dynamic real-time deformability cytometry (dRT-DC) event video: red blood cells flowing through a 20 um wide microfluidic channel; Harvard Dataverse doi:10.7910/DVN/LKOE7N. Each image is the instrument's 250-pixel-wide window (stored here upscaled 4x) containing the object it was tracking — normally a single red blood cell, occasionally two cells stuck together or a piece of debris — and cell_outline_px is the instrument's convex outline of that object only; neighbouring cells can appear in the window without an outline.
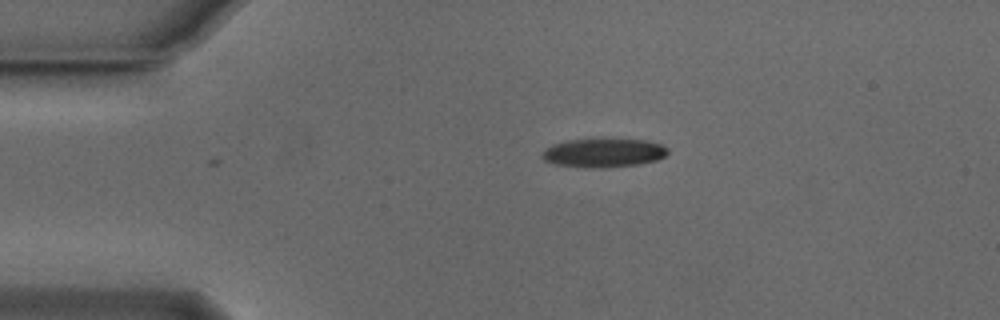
{"species": "Egyptian fruit bat (a non-hibernating species)", "species_latin": "Rousettus aegyptiacus", "temperature_condition": "cold", "stored_images_in_passage": 43, "camera_frame_rate_fps": 3000, "um_per_image_px": 0.085, "animal": {"sex": "male"}, "frame": {"image": 1, "passage_image": 1, "time_ms": 0.0, "image_size_px": [1000, 320], "cell_outline_px": [[668, 152], [664, 156], [656, 160], [640, 164], [608, 168], [584, 168], [556, 164], [544, 160], [540, 156], [544, 148], [552, 144], [568, 140], [600, 136], [648, 140], [660, 144], [668, 148]], "centroid_in_image_um": [51.28, 12.95], "position_along_channel_um": 33.7, "area_um2": 22.25}}
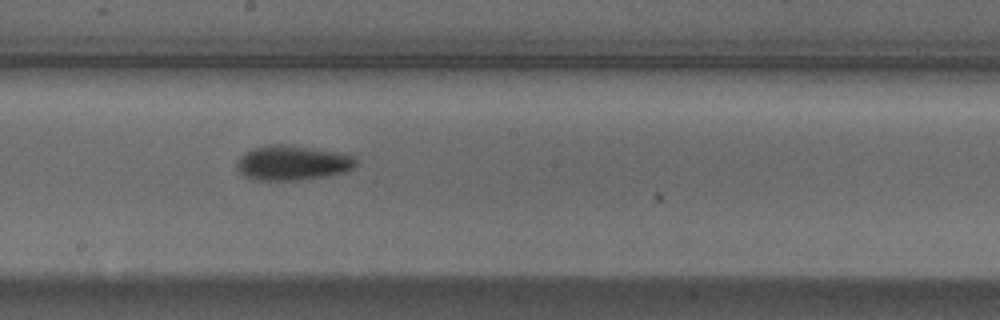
{"frame": {"image": 2, "passage_image": 19, "time_ms": 6.0, "image_size_px": [1000, 320], "cell_outline_px": [[356, 164], [352, 168], [344, 172], [324, 176], [300, 180], [252, 180], [244, 176], [236, 168], [236, 164], [240, 156], [252, 148], [268, 144], [292, 144], [348, 152], [356, 156]], "centroid_in_image_um": [24.89, 13.81], "position_along_channel_um": 223.3, "area_um2": 24.85}}
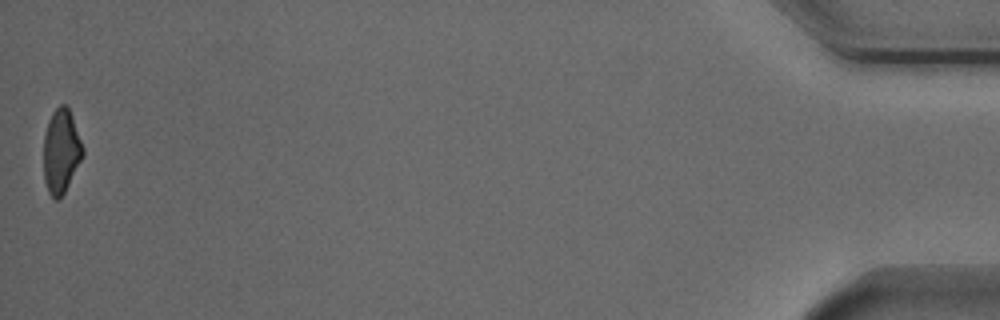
{"frame": {"image": 3, "passage_image": 43, "time_ms": 14.0, "image_size_px": [1000, 320], "cell_outline_px": [[84, 156], [60, 200], [56, 200], [48, 192], [44, 180], [44, 136], [48, 120], [52, 112], [60, 104], [64, 104], [68, 108], [72, 116], [84, 148]], "centroid_in_image_um": [5.2, 12.86], "position_along_channel_um": 430.0, "area_um2": 19.31}, "authors_computed_cell_mechanics": {"area_um2": 22.253, "velocity_mm_per_s": 3.8534, "shape_relaxation_time_tau1_ms": 5.6346, "shape_relaxation_time_tau2_ms": null, "deformation_change_tau1": 0.1627, "deformation_change_tau2": null}}